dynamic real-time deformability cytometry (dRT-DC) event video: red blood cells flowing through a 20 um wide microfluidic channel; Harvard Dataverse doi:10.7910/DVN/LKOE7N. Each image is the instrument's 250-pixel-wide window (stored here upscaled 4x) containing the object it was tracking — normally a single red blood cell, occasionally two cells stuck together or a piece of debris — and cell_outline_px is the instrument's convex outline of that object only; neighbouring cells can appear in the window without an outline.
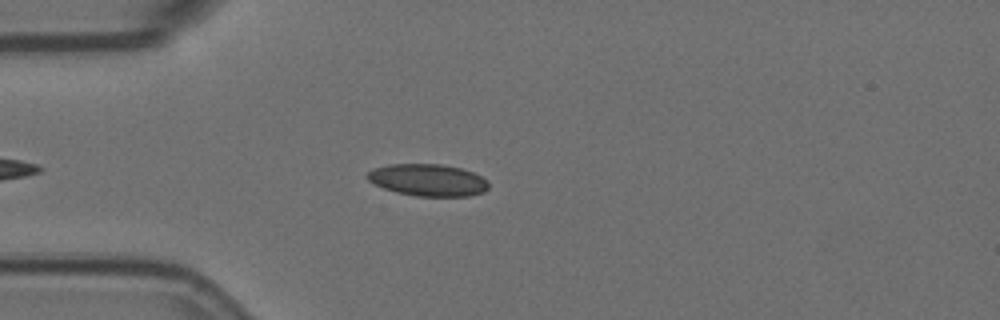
{"species": "Egyptian fruit bat (a non-hibernating species)", "species_latin": "Rousettus aegyptiacus", "temperature_condition": "room temperature", "stored_images_in_passage": 36, "camera_frame_rate_fps": 3000, "um_per_image_px": 0.085, "animal": {"sex": "female"}, "frame": {"image": 1, "passage_image": 7, "time_ms": 2.0, "image_size_px": [1000, 320], "cell_outline_px": [[488, 188], [484, 192], [468, 196], [416, 196], [396, 192], [384, 188], [368, 180], [364, 176], [372, 168], [388, 164], [440, 164], [460, 168], [472, 172], [488, 180]], "centroid_in_image_um": [36.35, 15.3], "position_along_channel_um": 48.6, "area_um2": 22.66}}
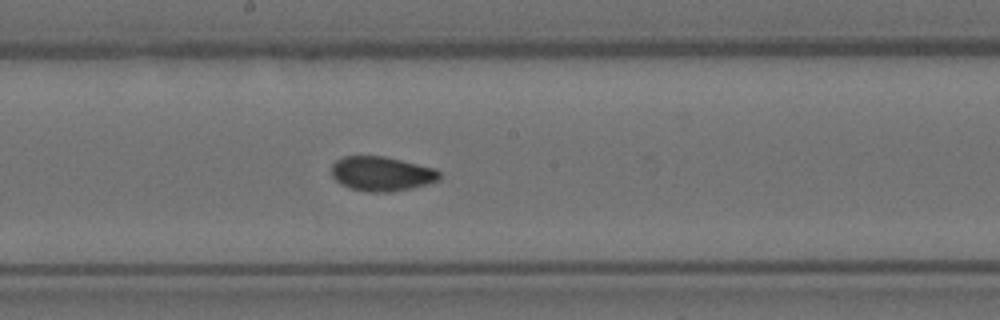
{"frame": {"image": 2, "passage_image": 22, "time_ms": 7.0, "image_size_px": [1000, 320], "cell_outline_px": [[440, 180], [428, 184], [412, 188], [388, 192], [368, 192], [352, 188], [340, 184], [332, 176], [332, 164], [336, 160], [344, 156], [384, 156], [436, 168], [440, 172]], "centroid_in_image_um": [32.46, 14.76], "position_along_channel_um": 215.7, "area_um2": 21.79}}
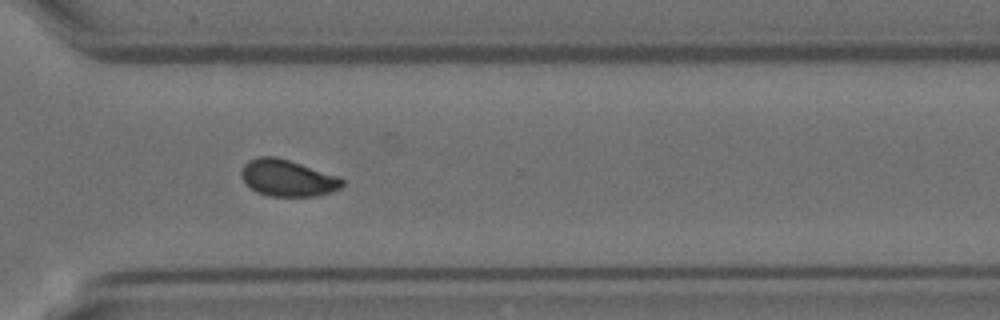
{"frame": {"image": 3, "passage_image": 33, "time_ms": 10.667, "image_size_px": [1000, 320], "cell_outline_px": [[344, 184], [340, 188], [332, 192], [316, 196], [268, 196], [256, 192], [244, 184], [240, 176], [240, 172], [244, 164], [248, 160], [260, 156], [276, 156], [340, 176], [344, 180]], "centroid_in_image_um": [24.42, 15.13], "position_along_channel_um": 346.2, "area_um2": 21.91}, "authors_computed_cell_mechanics": {"area_um2": 21.964, "velocity_mm_per_s": 3.5638, "shape_relaxation_time_tau1_ms": null, "shape_relaxation_time_tau2_ms": 1.9506, "deformation_change_tau1": null, "deformation_change_tau2": 0.0662}}